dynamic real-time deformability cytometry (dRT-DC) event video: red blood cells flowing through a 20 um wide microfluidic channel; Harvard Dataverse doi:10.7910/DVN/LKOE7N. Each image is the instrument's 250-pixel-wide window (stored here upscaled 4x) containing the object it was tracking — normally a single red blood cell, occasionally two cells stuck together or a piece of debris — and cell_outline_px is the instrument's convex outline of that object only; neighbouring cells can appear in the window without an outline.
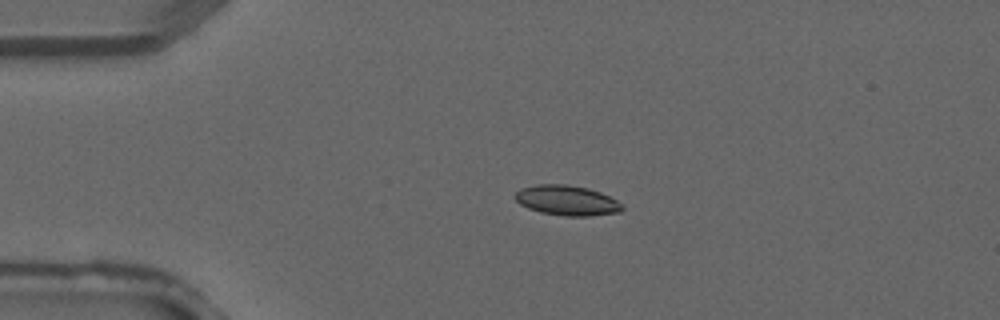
{"species": "common noctule bat (a hibernating species)", "species_latin": "Nyctalus noctula", "temperature_condition": "warm", "stored_images_in_passage": 2, "camera_frame_rate_fps": 3000, "um_per_image_px": 0.085, "animal": {"sex": "male", "forearm_length_mm": 52.5}, "frame": {"image": 1, "passage_image": 1, "time_ms": 0.0, "image_size_px": [1000, 320], "cell_outline_px": [[624, 208], [620, 212], [588, 216], [564, 216], [540, 212], [528, 208], [520, 204], [512, 196], [520, 188], [536, 184], [564, 184], [588, 188], [600, 192], [616, 200]], "centroid_in_image_um": [48.14, 17.03], "position_along_channel_um": 36.9, "area_um2": 18.79}}